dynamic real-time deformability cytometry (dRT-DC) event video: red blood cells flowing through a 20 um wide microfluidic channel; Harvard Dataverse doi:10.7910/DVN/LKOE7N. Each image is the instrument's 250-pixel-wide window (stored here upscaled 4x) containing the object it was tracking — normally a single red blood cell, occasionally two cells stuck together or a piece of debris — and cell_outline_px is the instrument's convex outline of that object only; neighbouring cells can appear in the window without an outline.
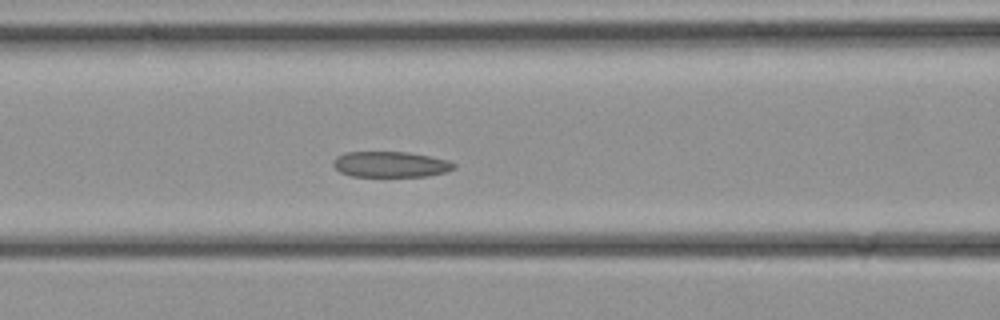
{"species": "common noctule bat (a hibernating species)", "species_latin": "Nyctalus noctula", "temperature_condition": "cold", "stored_images_in_passage": 35, "camera_frame_rate_fps": 3000, "um_per_image_px": 0.085, "animal": {"sex": "female", "body_mass_g": 21.9}, "frame": {"image": 1, "passage_image": 14, "time_ms": 4.333, "image_size_px": [1000, 320], "cell_outline_px": [[456, 168], [448, 172], [428, 176], [352, 176], [340, 172], [332, 164], [332, 160], [336, 156], [344, 152], [408, 152], [448, 160], [456, 164]], "centroid_in_image_um": [33.2, 13.97], "position_along_channel_um": 133.4, "area_um2": 18.21}}
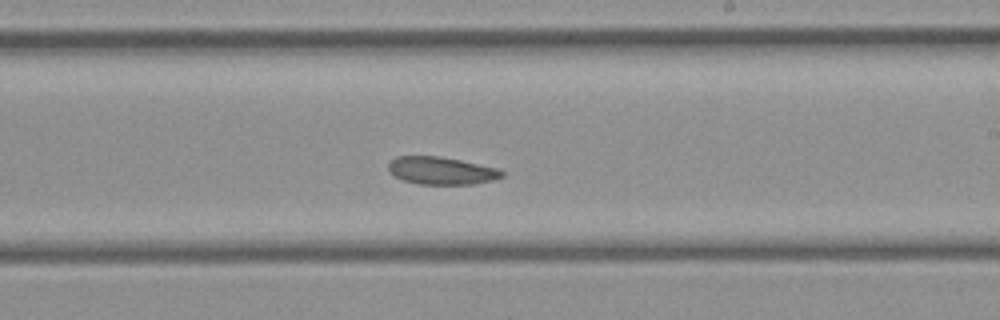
{"frame": {"image": 2, "passage_image": 20, "time_ms": 6.333, "image_size_px": [1000, 320], "cell_outline_px": [[504, 176], [492, 180], [472, 184], [420, 184], [404, 180], [388, 172], [388, 164], [396, 156], [440, 156], [500, 168], [504, 172]], "centroid_in_image_um": [37.53, 14.5], "position_along_channel_um": 251.5, "area_um2": 18.26}}
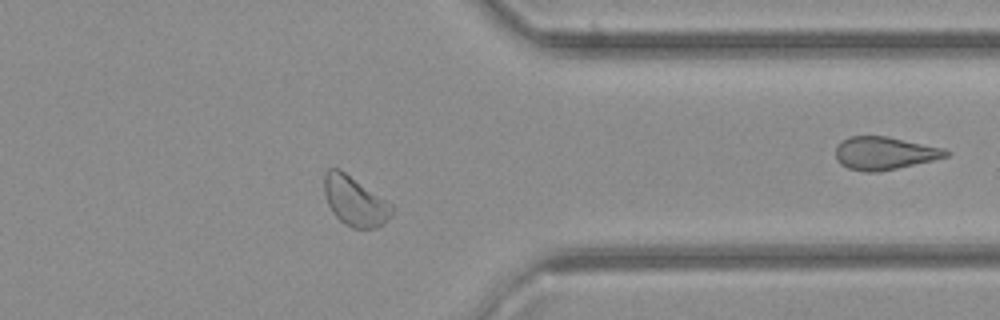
{"frame": {"image": 3, "passage_image": 27, "time_ms": 8.667, "image_size_px": [1000, 320], "cell_outline_px": [[396, 208], [392, 216], [384, 224], [376, 228], [352, 228], [344, 224], [332, 212], [328, 204], [324, 192], [324, 172], [328, 168], [340, 168], [392, 204]], "centroid_in_image_um": [30.18, 17.09], "position_along_channel_um": 381.2, "area_um2": 19.83}}